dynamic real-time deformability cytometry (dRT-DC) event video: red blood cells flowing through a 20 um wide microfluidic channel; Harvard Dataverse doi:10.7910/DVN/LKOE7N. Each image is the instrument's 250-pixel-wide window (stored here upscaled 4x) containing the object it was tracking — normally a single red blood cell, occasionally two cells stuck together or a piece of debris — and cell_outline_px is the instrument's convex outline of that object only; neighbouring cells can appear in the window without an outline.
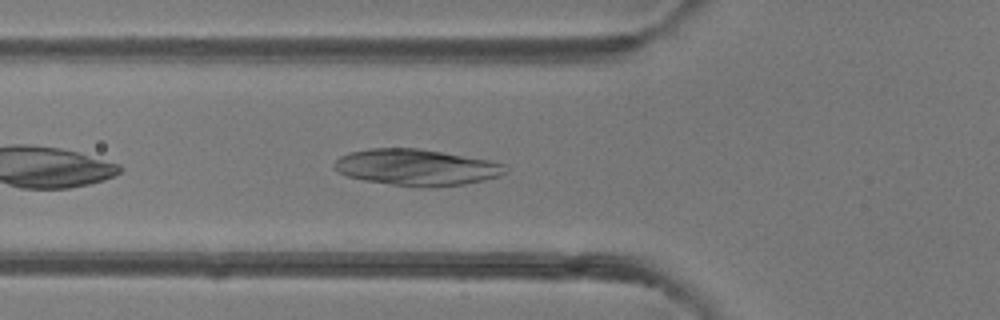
{"species": "common noctule bat (a hibernating species)", "species_latin": "Nyctalus noctula", "temperature_condition": "room temperature", "stored_images_in_passage": 9, "camera_frame_rate_fps": 3000, "um_per_image_px": 0.085, "animal": {"sex": "female"}, "frame": {"image": 1, "passage_image": 5, "time_ms": 1.333, "image_size_px": [1000, 320], "cell_outline_px": [[504, 172], [500, 176], [484, 180], [464, 184], [428, 188], [420, 188], [364, 180], [348, 176], [332, 168], [332, 164], [340, 156], [348, 152], [368, 148], [420, 148], [492, 160], [504, 164]], "centroid_in_image_um": [35.38, 14.22], "position_along_channel_um": 90.4, "area_um2": 36.47}}